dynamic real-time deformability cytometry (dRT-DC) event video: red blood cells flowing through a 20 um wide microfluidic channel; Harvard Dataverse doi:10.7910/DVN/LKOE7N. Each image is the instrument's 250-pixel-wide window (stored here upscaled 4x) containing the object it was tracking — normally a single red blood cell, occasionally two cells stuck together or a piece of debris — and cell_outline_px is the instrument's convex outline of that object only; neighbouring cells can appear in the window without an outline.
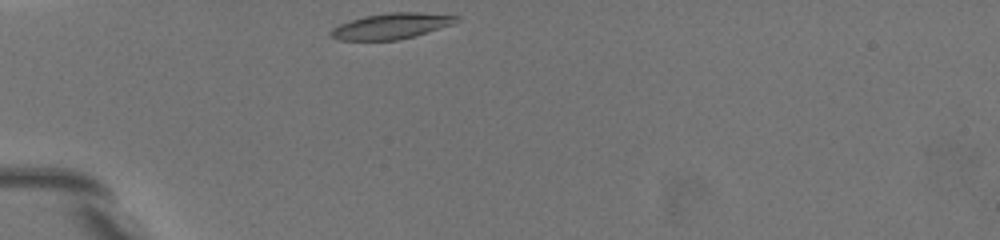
{"species": "common noctule bat (a hibernating species)", "species_latin": "Nyctalus noctula", "temperature_condition": "warm", "stored_images_in_passage": 3, "camera_frame_rate_fps": 3000, "um_per_image_px": 0.085, "animal": {"sex": "female", "body_mass_g": 19.5, "forearm_length_mm": 54.1}, "frame": {"image": 1, "passage_image": 1, "time_ms": 0.0, "image_size_px": [1000, 240], "cell_outline_px": [[460, 20], [452, 24], [412, 36], [396, 40], [340, 40], [332, 36], [328, 32], [332, 28], [340, 24], [364, 16], [388, 12], [416, 12], [460, 16]], "centroid_in_image_um": [33.24, 2.2], "position_along_channel_um": 51.8, "area_um2": 18.55}}